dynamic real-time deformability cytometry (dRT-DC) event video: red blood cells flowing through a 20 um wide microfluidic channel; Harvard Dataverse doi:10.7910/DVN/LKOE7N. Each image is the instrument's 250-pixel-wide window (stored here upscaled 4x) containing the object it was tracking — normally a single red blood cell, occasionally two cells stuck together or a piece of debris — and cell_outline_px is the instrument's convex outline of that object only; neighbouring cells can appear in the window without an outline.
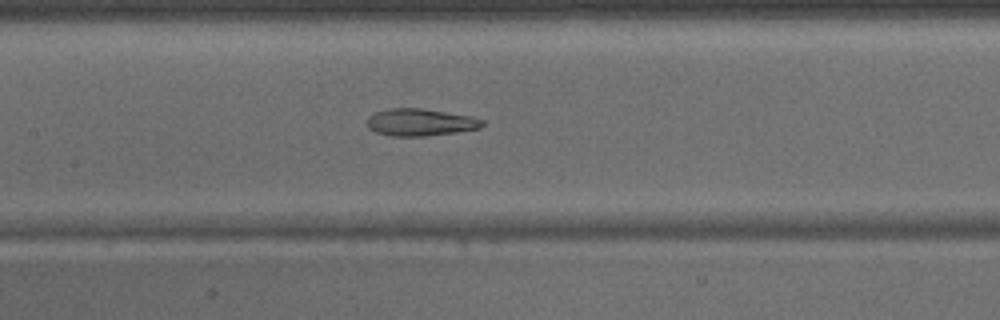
{"species": "common noctule bat (a hibernating species)", "species_latin": "Nyctalus noctula", "temperature_condition": "warm", "stored_images_in_passage": 41, "camera_frame_rate_fps": 3000, "um_per_image_px": 0.085, "animal": {"sex": "male", "body_mass_g": 15.6}, "frame": {"image": 1, "passage_image": 19, "time_ms": 6.0, "image_size_px": [1000, 320], "cell_outline_px": [[484, 124], [480, 128], [456, 132], [424, 136], [392, 136], [376, 132], [368, 128], [364, 120], [368, 116], [376, 112], [388, 108], [420, 108], [472, 116], [484, 120]], "centroid_in_image_um": [35.69, 10.39], "position_along_channel_um": 171.7, "area_um2": 18.38}}
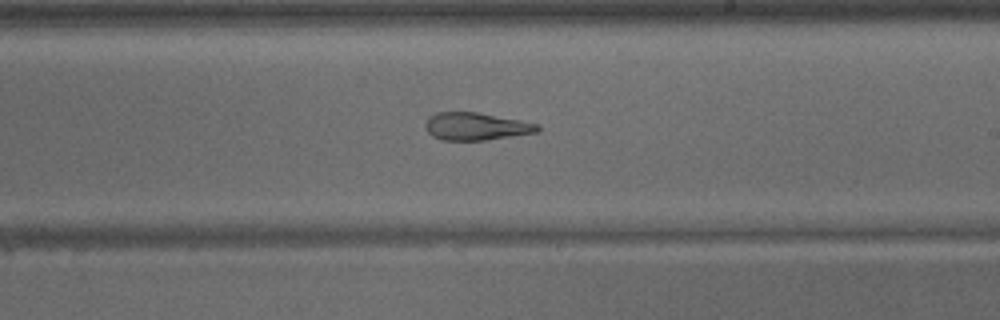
{"frame": {"image": 2, "passage_image": 24, "time_ms": 7.667, "image_size_px": [1000, 320], "cell_outline_px": [[540, 132], [484, 140], [440, 140], [432, 136], [428, 132], [424, 124], [428, 116], [436, 112], [476, 112], [520, 120], [540, 124]], "centroid_in_image_um": [40.45, 10.74], "position_along_channel_um": 248.5, "area_um2": 18.15}}
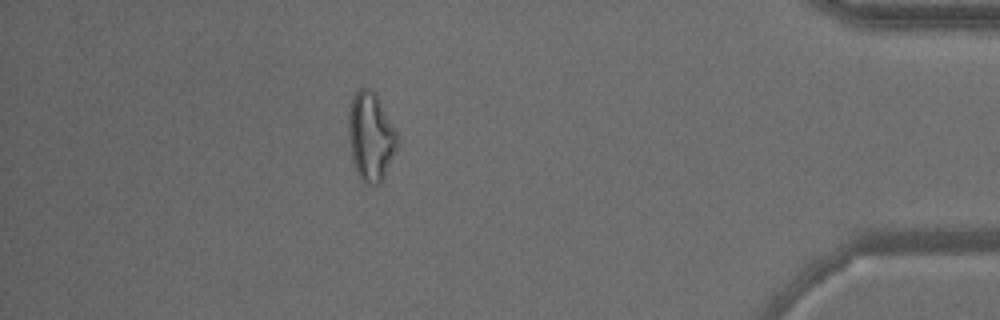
{"frame": {"image": 3, "passage_image": 37, "time_ms": 12.0, "image_size_px": [1000, 320], "cell_outline_px": [[396, 148], [384, 176], [380, 184], [364, 184], [360, 180], [356, 172], [352, 160], [348, 136], [348, 112], [352, 96], [360, 88], [368, 88], [376, 92], [396, 132]], "centroid_in_image_um": [31.47, 11.6], "position_along_channel_um": 403.7, "area_um2": 25.14}}